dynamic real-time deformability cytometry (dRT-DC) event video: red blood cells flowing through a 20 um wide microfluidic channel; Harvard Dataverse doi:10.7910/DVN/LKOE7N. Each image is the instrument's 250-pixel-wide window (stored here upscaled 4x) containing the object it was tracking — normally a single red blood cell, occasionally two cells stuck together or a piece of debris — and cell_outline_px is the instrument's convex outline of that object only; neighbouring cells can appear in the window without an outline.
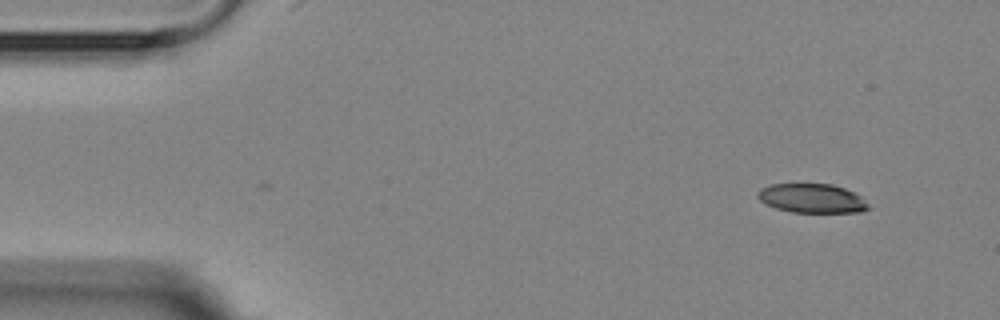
{"species": "Egyptian fruit bat (a non-hibernating species)", "species_latin": "Rousettus aegyptiacus", "temperature_condition": "room temperature", "stored_images_in_passage": 2, "camera_frame_rate_fps": 3000, "um_per_image_px": 0.085, "animal": {"sex": "female"}, "frame": {"image": 1, "passage_image": 2, "time_ms": 1.0, "image_size_px": [1000, 320], "cell_outline_px": [[872, 208], [860, 212], [792, 212], [776, 208], [760, 200], [756, 196], [756, 192], [760, 188], [772, 184], [832, 184], [844, 188], [860, 196]], "centroid_in_image_um": [69.01, 16.86], "position_along_channel_um": 16.0, "area_um2": 18.73}}